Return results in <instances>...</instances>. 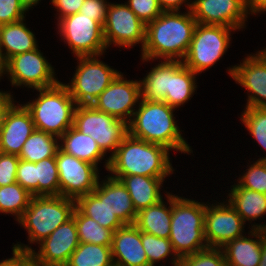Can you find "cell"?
Wrapping results in <instances>:
<instances>
[{"label":"cell","mask_w":266,"mask_h":266,"mask_svg":"<svg viewBox=\"0 0 266 266\" xmlns=\"http://www.w3.org/2000/svg\"><path fill=\"white\" fill-rule=\"evenodd\" d=\"M13 94L8 91H1L0 90V130L3 125L4 117L8 109L14 103Z\"/></svg>","instance_id":"obj_48"},{"label":"cell","mask_w":266,"mask_h":266,"mask_svg":"<svg viewBox=\"0 0 266 266\" xmlns=\"http://www.w3.org/2000/svg\"><path fill=\"white\" fill-rule=\"evenodd\" d=\"M232 31L236 29L198 23L183 64L196 74L214 66L229 48Z\"/></svg>","instance_id":"obj_8"},{"label":"cell","mask_w":266,"mask_h":266,"mask_svg":"<svg viewBox=\"0 0 266 266\" xmlns=\"http://www.w3.org/2000/svg\"><path fill=\"white\" fill-rule=\"evenodd\" d=\"M164 266V265H162ZM173 266H185L181 261L179 263L173 264Z\"/></svg>","instance_id":"obj_54"},{"label":"cell","mask_w":266,"mask_h":266,"mask_svg":"<svg viewBox=\"0 0 266 266\" xmlns=\"http://www.w3.org/2000/svg\"><path fill=\"white\" fill-rule=\"evenodd\" d=\"M110 2L106 0H84L79 13L92 17L93 20L104 25Z\"/></svg>","instance_id":"obj_44"},{"label":"cell","mask_w":266,"mask_h":266,"mask_svg":"<svg viewBox=\"0 0 266 266\" xmlns=\"http://www.w3.org/2000/svg\"><path fill=\"white\" fill-rule=\"evenodd\" d=\"M65 266H114L111 247L80 242Z\"/></svg>","instance_id":"obj_32"},{"label":"cell","mask_w":266,"mask_h":266,"mask_svg":"<svg viewBox=\"0 0 266 266\" xmlns=\"http://www.w3.org/2000/svg\"><path fill=\"white\" fill-rule=\"evenodd\" d=\"M163 11L146 25L143 62L156 59L182 61L187 54L198 24L190 10Z\"/></svg>","instance_id":"obj_1"},{"label":"cell","mask_w":266,"mask_h":266,"mask_svg":"<svg viewBox=\"0 0 266 266\" xmlns=\"http://www.w3.org/2000/svg\"><path fill=\"white\" fill-rule=\"evenodd\" d=\"M73 127L83 134L90 135L105 155L108 151L111 152V155L104 162L106 170L108 169L109 158L128 134V124L125 121L101 112L93 105L76 106Z\"/></svg>","instance_id":"obj_7"},{"label":"cell","mask_w":266,"mask_h":266,"mask_svg":"<svg viewBox=\"0 0 266 266\" xmlns=\"http://www.w3.org/2000/svg\"><path fill=\"white\" fill-rule=\"evenodd\" d=\"M34 130L29 110L24 104L13 103L5 114L0 130V152L19 156L23 144Z\"/></svg>","instance_id":"obj_19"},{"label":"cell","mask_w":266,"mask_h":266,"mask_svg":"<svg viewBox=\"0 0 266 266\" xmlns=\"http://www.w3.org/2000/svg\"><path fill=\"white\" fill-rule=\"evenodd\" d=\"M228 69L229 76L248 92L246 108H266V57L257 51Z\"/></svg>","instance_id":"obj_18"},{"label":"cell","mask_w":266,"mask_h":266,"mask_svg":"<svg viewBox=\"0 0 266 266\" xmlns=\"http://www.w3.org/2000/svg\"><path fill=\"white\" fill-rule=\"evenodd\" d=\"M248 14L251 15L266 12V0H246Z\"/></svg>","instance_id":"obj_49"},{"label":"cell","mask_w":266,"mask_h":266,"mask_svg":"<svg viewBox=\"0 0 266 266\" xmlns=\"http://www.w3.org/2000/svg\"><path fill=\"white\" fill-rule=\"evenodd\" d=\"M214 204H205V239L208 247L222 248L229 241L244 235L245 223L227 200Z\"/></svg>","instance_id":"obj_15"},{"label":"cell","mask_w":266,"mask_h":266,"mask_svg":"<svg viewBox=\"0 0 266 266\" xmlns=\"http://www.w3.org/2000/svg\"><path fill=\"white\" fill-rule=\"evenodd\" d=\"M180 261L185 266H227L222 249L215 247H207L182 257Z\"/></svg>","instance_id":"obj_39"},{"label":"cell","mask_w":266,"mask_h":266,"mask_svg":"<svg viewBox=\"0 0 266 266\" xmlns=\"http://www.w3.org/2000/svg\"><path fill=\"white\" fill-rule=\"evenodd\" d=\"M13 256L0 261V266H34L31 255L12 249Z\"/></svg>","instance_id":"obj_46"},{"label":"cell","mask_w":266,"mask_h":266,"mask_svg":"<svg viewBox=\"0 0 266 266\" xmlns=\"http://www.w3.org/2000/svg\"><path fill=\"white\" fill-rule=\"evenodd\" d=\"M77 233L81 243H92L102 246H112L113 231L104 228L92 218L85 216L77 207L73 212Z\"/></svg>","instance_id":"obj_33"},{"label":"cell","mask_w":266,"mask_h":266,"mask_svg":"<svg viewBox=\"0 0 266 266\" xmlns=\"http://www.w3.org/2000/svg\"><path fill=\"white\" fill-rule=\"evenodd\" d=\"M106 205L124 225L135 223L137 212L128 190L110 175L106 177Z\"/></svg>","instance_id":"obj_29"},{"label":"cell","mask_w":266,"mask_h":266,"mask_svg":"<svg viewBox=\"0 0 266 266\" xmlns=\"http://www.w3.org/2000/svg\"><path fill=\"white\" fill-rule=\"evenodd\" d=\"M2 76H3V64H2V62L0 60V79H1Z\"/></svg>","instance_id":"obj_53"},{"label":"cell","mask_w":266,"mask_h":266,"mask_svg":"<svg viewBox=\"0 0 266 266\" xmlns=\"http://www.w3.org/2000/svg\"><path fill=\"white\" fill-rule=\"evenodd\" d=\"M125 3L146 25L159 17L163 12L158 0H128Z\"/></svg>","instance_id":"obj_40"},{"label":"cell","mask_w":266,"mask_h":266,"mask_svg":"<svg viewBox=\"0 0 266 266\" xmlns=\"http://www.w3.org/2000/svg\"><path fill=\"white\" fill-rule=\"evenodd\" d=\"M249 231L248 235L250 236L243 235L238 237L221 248L227 266L259 265L262 249V230L251 229Z\"/></svg>","instance_id":"obj_21"},{"label":"cell","mask_w":266,"mask_h":266,"mask_svg":"<svg viewBox=\"0 0 266 266\" xmlns=\"http://www.w3.org/2000/svg\"><path fill=\"white\" fill-rule=\"evenodd\" d=\"M165 196L169 206L162 199L155 205L149 206L137 213L134 225L140 231L161 238H169L172 218V193L167 192Z\"/></svg>","instance_id":"obj_26"},{"label":"cell","mask_w":266,"mask_h":266,"mask_svg":"<svg viewBox=\"0 0 266 266\" xmlns=\"http://www.w3.org/2000/svg\"><path fill=\"white\" fill-rule=\"evenodd\" d=\"M197 75L182 61L169 60V91H167L164 102L175 109L183 106L196 91Z\"/></svg>","instance_id":"obj_24"},{"label":"cell","mask_w":266,"mask_h":266,"mask_svg":"<svg viewBox=\"0 0 266 266\" xmlns=\"http://www.w3.org/2000/svg\"><path fill=\"white\" fill-rule=\"evenodd\" d=\"M136 108L128 123V133L131 136L183 154L193 153L175 121V108L164 101L142 99Z\"/></svg>","instance_id":"obj_2"},{"label":"cell","mask_w":266,"mask_h":266,"mask_svg":"<svg viewBox=\"0 0 266 266\" xmlns=\"http://www.w3.org/2000/svg\"><path fill=\"white\" fill-rule=\"evenodd\" d=\"M57 28L65 44L75 57L103 55L107 46L103 26L92 19L76 13L57 21Z\"/></svg>","instance_id":"obj_10"},{"label":"cell","mask_w":266,"mask_h":266,"mask_svg":"<svg viewBox=\"0 0 266 266\" xmlns=\"http://www.w3.org/2000/svg\"><path fill=\"white\" fill-rule=\"evenodd\" d=\"M114 266H150L141 241V231L134 225H124L113 233Z\"/></svg>","instance_id":"obj_20"},{"label":"cell","mask_w":266,"mask_h":266,"mask_svg":"<svg viewBox=\"0 0 266 266\" xmlns=\"http://www.w3.org/2000/svg\"><path fill=\"white\" fill-rule=\"evenodd\" d=\"M205 203L172 195L169 240L181 259L208 247L204 233Z\"/></svg>","instance_id":"obj_4"},{"label":"cell","mask_w":266,"mask_h":266,"mask_svg":"<svg viewBox=\"0 0 266 266\" xmlns=\"http://www.w3.org/2000/svg\"><path fill=\"white\" fill-rule=\"evenodd\" d=\"M191 13L197 23L227 26L236 30L246 27V0H194Z\"/></svg>","instance_id":"obj_17"},{"label":"cell","mask_w":266,"mask_h":266,"mask_svg":"<svg viewBox=\"0 0 266 266\" xmlns=\"http://www.w3.org/2000/svg\"><path fill=\"white\" fill-rule=\"evenodd\" d=\"M250 229H260V230L266 231V225L265 224H256L255 223V225L251 224V228Z\"/></svg>","instance_id":"obj_52"},{"label":"cell","mask_w":266,"mask_h":266,"mask_svg":"<svg viewBox=\"0 0 266 266\" xmlns=\"http://www.w3.org/2000/svg\"><path fill=\"white\" fill-rule=\"evenodd\" d=\"M19 160L17 155L0 152V187L16 182Z\"/></svg>","instance_id":"obj_43"},{"label":"cell","mask_w":266,"mask_h":266,"mask_svg":"<svg viewBox=\"0 0 266 266\" xmlns=\"http://www.w3.org/2000/svg\"><path fill=\"white\" fill-rule=\"evenodd\" d=\"M36 90L38 97L24 104L31 113L35 129L60 138L73 126L77 105L63 82Z\"/></svg>","instance_id":"obj_5"},{"label":"cell","mask_w":266,"mask_h":266,"mask_svg":"<svg viewBox=\"0 0 266 266\" xmlns=\"http://www.w3.org/2000/svg\"><path fill=\"white\" fill-rule=\"evenodd\" d=\"M33 196L17 182L0 187V213L11 214L18 221Z\"/></svg>","instance_id":"obj_34"},{"label":"cell","mask_w":266,"mask_h":266,"mask_svg":"<svg viewBox=\"0 0 266 266\" xmlns=\"http://www.w3.org/2000/svg\"><path fill=\"white\" fill-rule=\"evenodd\" d=\"M104 41L119 48H129L141 43V50L145 43L146 24L124 3H111L103 25Z\"/></svg>","instance_id":"obj_13"},{"label":"cell","mask_w":266,"mask_h":266,"mask_svg":"<svg viewBox=\"0 0 266 266\" xmlns=\"http://www.w3.org/2000/svg\"><path fill=\"white\" fill-rule=\"evenodd\" d=\"M245 171L242 176L238 177L237 184L240 187L266 194V160H256Z\"/></svg>","instance_id":"obj_38"},{"label":"cell","mask_w":266,"mask_h":266,"mask_svg":"<svg viewBox=\"0 0 266 266\" xmlns=\"http://www.w3.org/2000/svg\"><path fill=\"white\" fill-rule=\"evenodd\" d=\"M141 241L150 266H155L156 263L163 262L170 256L173 257L169 258L172 265L180 262L181 259L174 252L169 238H161L141 231Z\"/></svg>","instance_id":"obj_35"},{"label":"cell","mask_w":266,"mask_h":266,"mask_svg":"<svg viewBox=\"0 0 266 266\" xmlns=\"http://www.w3.org/2000/svg\"><path fill=\"white\" fill-rule=\"evenodd\" d=\"M158 3L163 11H180L181 6L183 7L185 4L186 9L191 10L192 5L191 0H158Z\"/></svg>","instance_id":"obj_47"},{"label":"cell","mask_w":266,"mask_h":266,"mask_svg":"<svg viewBox=\"0 0 266 266\" xmlns=\"http://www.w3.org/2000/svg\"><path fill=\"white\" fill-rule=\"evenodd\" d=\"M241 114V122L249 131V134L261 145L266 151V108H246ZM258 160H266L265 157H260Z\"/></svg>","instance_id":"obj_37"},{"label":"cell","mask_w":266,"mask_h":266,"mask_svg":"<svg viewBox=\"0 0 266 266\" xmlns=\"http://www.w3.org/2000/svg\"><path fill=\"white\" fill-rule=\"evenodd\" d=\"M38 244V252L19 242L12 249L29 253L34 266H65L80 244L75 219L72 217Z\"/></svg>","instance_id":"obj_12"},{"label":"cell","mask_w":266,"mask_h":266,"mask_svg":"<svg viewBox=\"0 0 266 266\" xmlns=\"http://www.w3.org/2000/svg\"><path fill=\"white\" fill-rule=\"evenodd\" d=\"M36 181H38V196L60 195L56 156L36 163Z\"/></svg>","instance_id":"obj_36"},{"label":"cell","mask_w":266,"mask_h":266,"mask_svg":"<svg viewBox=\"0 0 266 266\" xmlns=\"http://www.w3.org/2000/svg\"><path fill=\"white\" fill-rule=\"evenodd\" d=\"M25 12L20 0H0V26L24 19Z\"/></svg>","instance_id":"obj_42"},{"label":"cell","mask_w":266,"mask_h":266,"mask_svg":"<svg viewBox=\"0 0 266 266\" xmlns=\"http://www.w3.org/2000/svg\"><path fill=\"white\" fill-rule=\"evenodd\" d=\"M111 177L120 180L126 187L137 213L163 199L161 187L165 179L141 175Z\"/></svg>","instance_id":"obj_25"},{"label":"cell","mask_w":266,"mask_h":266,"mask_svg":"<svg viewBox=\"0 0 266 266\" xmlns=\"http://www.w3.org/2000/svg\"><path fill=\"white\" fill-rule=\"evenodd\" d=\"M266 57V47L265 49L259 50Z\"/></svg>","instance_id":"obj_55"},{"label":"cell","mask_w":266,"mask_h":266,"mask_svg":"<svg viewBox=\"0 0 266 266\" xmlns=\"http://www.w3.org/2000/svg\"><path fill=\"white\" fill-rule=\"evenodd\" d=\"M16 182L32 196H38L36 181V163L20 159L17 167Z\"/></svg>","instance_id":"obj_41"},{"label":"cell","mask_w":266,"mask_h":266,"mask_svg":"<svg viewBox=\"0 0 266 266\" xmlns=\"http://www.w3.org/2000/svg\"><path fill=\"white\" fill-rule=\"evenodd\" d=\"M59 148L74 157L95 165L104 160L105 155L97 142L90 136L76 130L73 126L67 129L59 138Z\"/></svg>","instance_id":"obj_27"},{"label":"cell","mask_w":266,"mask_h":266,"mask_svg":"<svg viewBox=\"0 0 266 266\" xmlns=\"http://www.w3.org/2000/svg\"><path fill=\"white\" fill-rule=\"evenodd\" d=\"M56 163L61 196L76 201L96 188L100 171L95 165L67 154L60 148L56 154Z\"/></svg>","instance_id":"obj_14"},{"label":"cell","mask_w":266,"mask_h":266,"mask_svg":"<svg viewBox=\"0 0 266 266\" xmlns=\"http://www.w3.org/2000/svg\"><path fill=\"white\" fill-rule=\"evenodd\" d=\"M227 201L241 216L244 223L246 221H256L266 215V194L240 187L237 183L231 185Z\"/></svg>","instance_id":"obj_28"},{"label":"cell","mask_w":266,"mask_h":266,"mask_svg":"<svg viewBox=\"0 0 266 266\" xmlns=\"http://www.w3.org/2000/svg\"><path fill=\"white\" fill-rule=\"evenodd\" d=\"M159 62L140 80L141 99L144 101H164L169 91V60Z\"/></svg>","instance_id":"obj_31"},{"label":"cell","mask_w":266,"mask_h":266,"mask_svg":"<svg viewBox=\"0 0 266 266\" xmlns=\"http://www.w3.org/2000/svg\"><path fill=\"white\" fill-rule=\"evenodd\" d=\"M76 207L85 215L104 228L115 232L124 224L113 214L106 205V178L97 182L93 192L79 197L76 200Z\"/></svg>","instance_id":"obj_23"},{"label":"cell","mask_w":266,"mask_h":266,"mask_svg":"<svg viewBox=\"0 0 266 266\" xmlns=\"http://www.w3.org/2000/svg\"><path fill=\"white\" fill-rule=\"evenodd\" d=\"M169 151L128 133L109 158L107 171L111 176L141 175L165 179L174 173Z\"/></svg>","instance_id":"obj_3"},{"label":"cell","mask_w":266,"mask_h":266,"mask_svg":"<svg viewBox=\"0 0 266 266\" xmlns=\"http://www.w3.org/2000/svg\"><path fill=\"white\" fill-rule=\"evenodd\" d=\"M59 149V138L44 131L34 130L23 144L19 159L37 163L54 157Z\"/></svg>","instance_id":"obj_30"},{"label":"cell","mask_w":266,"mask_h":266,"mask_svg":"<svg viewBox=\"0 0 266 266\" xmlns=\"http://www.w3.org/2000/svg\"><path fill=\"white\" fill-rule=\"evenodd\" d=\"M101 56L76 57L79 62L71 83H65L76 105H92L121 73L100 61Z\"/></svg>","instance_id":"obj_9"},{"label":"cell","mask_w":266,"mask_h":266,"mask_svg":"<svg viewBox=\"0 0 266 266\" xmlns=\"http://www.w3.org/2000/svg\"><path fill=\"white\" fill-rule=\"evenodd\" d=\"M258 266H266V231L262 230L261 258Z\"/></svg>","instance_id":"obj_50"},{"label":"cell","mask_w":266,"mask_h":266,"mask_svg":"<svg viewBox=\"0 0 266 266\" xmlns=\"http://www.w3.org/2000/svg\"><path fill=\"white\" fill-rule=\"evenodd\" d=\"M41 0H20L21 5L25 8L26 11L29 12L31 8H34L33 6H36L39 4Z\"/></svg>","instance_id":"obj_51"},{"label":"cell","mask_w":266,"mask_h":266,"mask_svg":"<svg viewBox=\"0 0 266 266\" xmlns=\"http://www.w3.org/2000/svg\"><path fill=\"white\" fill-rule=\"evenodd\" d=\"M141 100L140 80H127L120 73L98 96L93 106L101 112L125 121H131L136 105Z\"/></svg>","instance_id":"obj_16"},{"label":"cell","mask_w":266,"mask_h":266,"mask_svg":"<svg viewBox=\"0 0 266 266\" xmlns=\"http://www.w3.org/2000/svg\"><path fill=\"white\" fill-rule=\"evenodd\" d=\"M76 201L64 196H33L17 221L28 233L30 244H38L73 216Z\"/></svg>","instance_id":"obj_6"},{"label":"cell","mask_w":266,"mask_h":266,"mask_svg":"<svg viewBox=\"0 0 266 266\" xmlns=\"http://www.w3.org/2000/svg\"><path fill=\"white\" fill-rule=\"evenodd\" d=\"M38 48L17 54L3 65V75L7 74L12 86L34 90L56 85L54 67L45 59Z\"/></svg>","instance_id":"obj_11"},{"label":"cell","mask_w":266,"mask_h":266,"mask_svg":"<svg viewBox=\"0 0 266 266\" xmlns=\"http://www.w3.org/2000/svg\"><path fill=\"white\" fill-rule=\"evenodd\" d=\"M24 21L25 18L0 26V60L3 65L13 56L39 47L35 34Z\"/></svg>","instance_id":"obj_22"},{"label":"cell","mask_w":266,"mask_h":266,"mask_svg":"<svg viewBox=\"0 0 266 266\" xmlns=\"http://www.w3.org/2000/svg\"><path fill=\"white\" fill-rule=\"evenodd\" d=\"M51 3L57 9L58 21L61 18L78 13L84 0H51Z\"/></svg>","instance_id":"obj_45"}]
</instances>
